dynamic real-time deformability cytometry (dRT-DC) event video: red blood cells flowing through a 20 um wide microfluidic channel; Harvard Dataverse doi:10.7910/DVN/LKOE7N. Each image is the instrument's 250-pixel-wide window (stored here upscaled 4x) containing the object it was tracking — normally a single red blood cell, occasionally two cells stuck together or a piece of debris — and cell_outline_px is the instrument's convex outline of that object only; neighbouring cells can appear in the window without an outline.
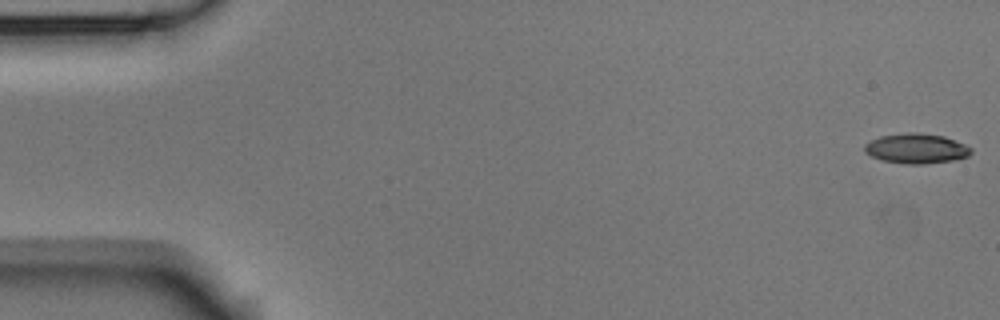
{"species": "Egyptian fruit bat (a non-hibernating species)", "species_latin": "Rousettus aegyptiacus", "temperature_condition": "room temperature", "stored_images_in_passage": 5, "camera_frame_rate_fps": 3000, "um_per_image_px": 0.085, "animal": {"sex": "male"}, "frame": {"image": 1, "passage_image": 1, "time_ms": 0.0, "image_size_px": [1000, 320], "cell_outline_px": [[972, 152], [968, 156], [952, 160], [924, 164], [908, 164], [884, 160], [872, 156], [864, 152], [864, 144], [880, 136], [908, 132], [916, 132], [944, 136], [964, 144], [972, 148]], "centroid_in_image_um": [77.89, 12.61], "position_along_channel_um": 7.1, "area_um2": 18.44}}
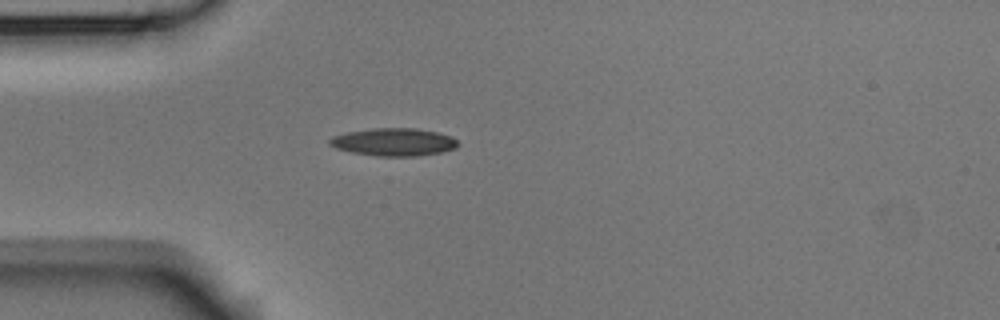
{"frame": {"image": 2, "passage_image": 5, "time_ms": 1.333, "image_size_px": [1000, 320], "cell_outline_px": [[460, 144], [456, 148], [440, 152], [420, 156], [376, 156], [352, 152], [336, 148], [328, 144], [328, 140], [332, 136], [348, 132], [372, 128], [416, 128], [436, 132], [452, 136]], "centroid_in_image_um": [33.47, 12.07], "position_along_channel_um": 51.5, "area_um2": 20.81}}